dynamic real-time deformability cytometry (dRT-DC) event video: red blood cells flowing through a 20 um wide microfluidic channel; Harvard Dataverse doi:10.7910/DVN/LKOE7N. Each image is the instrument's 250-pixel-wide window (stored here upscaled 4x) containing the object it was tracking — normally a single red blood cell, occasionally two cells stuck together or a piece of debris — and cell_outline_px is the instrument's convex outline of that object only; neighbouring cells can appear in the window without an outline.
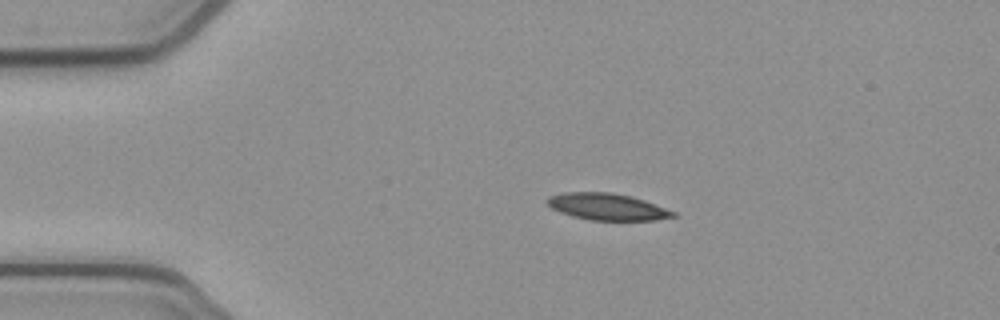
{"species": "common noctule bat (a hibernating species)", "species_latin": "Nyctalus noctula", "temperature_condition": "cold", "stored_images_in_passage": 43, "camera_frame_rate_fps": 3000, "um_per_image_px": 0.085, "animal": {"sex": "female", "body_mass_g": 21.9}, "frame": {"image": 1, "passage_image": 1, "time_ms": 0.0, "image_size_px": [1000, 320], "cell_outline_px": [[676, 216], [656, 220], [588, 220], [572, 216], [560, 212], [552, 208], [544, 200], [548, 196], [564, 192], [612, 192], [632, 196], [644, 200], [676, 212]], "centroid_in_image_um": [51.58, 17.56], "position_along_channel_um": 33.4, "area_um2": 19.71}}
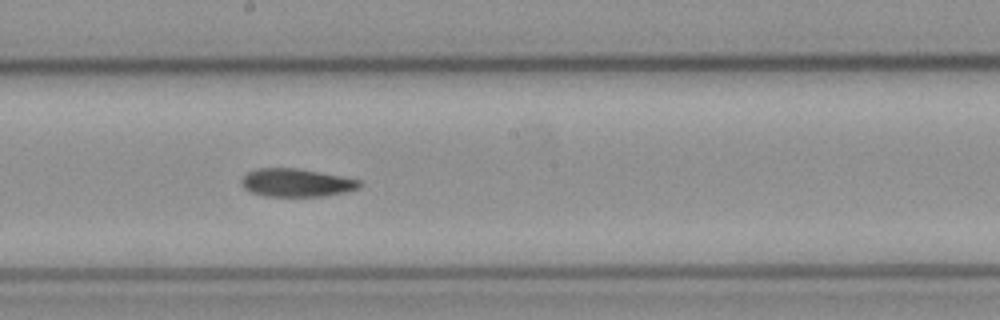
{"frame": {"image": 2, "passage_image": 19, "time_ms": 6.0, "image_size_px": [1000, 320], "cell_outline_px": [[364, 184], [360, 188], [344, 192], [324, 196], [264, 196], [252, 192], [244, 188], [240, 184], [240, 180], [248, 172], [256, 168], [300, 168], [360, 180]], "centroid_in_image_um": [25.19, 15.52], "position_along_channel_um": 223.0, "area_um2": 19.42}}
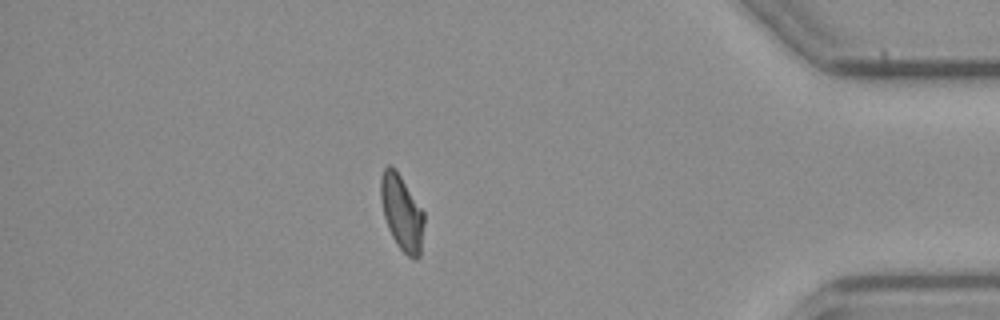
{"frame": {"image": 3, "passage_image": 36, "time_ms": 11.667, "image_size_px": [1000, 320], "cell_outline_px": [[424, 224], [420, 256], [416, 260], [412, 260], [396, 244], [388, 228], [384, 216], [380, 200], [380, 176], [384, 168], [388, 164], [392, 164], [396, 168], [424, 212]], "centroid_in_image_um": [34.14, 18.05], "position_along_channel_um": 401.1, "area_um2": 19.36}, "authors_computed_cell_mechanics": {"area_um2": 19.7676, "velocity_mm_per_s": 3.871, "shape_relaxation_time_tau1_ms": null, "shape_relaxation_time_tau2_ms": 8.2103, "deformation_change_tau1": null, "deformation_change_tau2": 0.161}}